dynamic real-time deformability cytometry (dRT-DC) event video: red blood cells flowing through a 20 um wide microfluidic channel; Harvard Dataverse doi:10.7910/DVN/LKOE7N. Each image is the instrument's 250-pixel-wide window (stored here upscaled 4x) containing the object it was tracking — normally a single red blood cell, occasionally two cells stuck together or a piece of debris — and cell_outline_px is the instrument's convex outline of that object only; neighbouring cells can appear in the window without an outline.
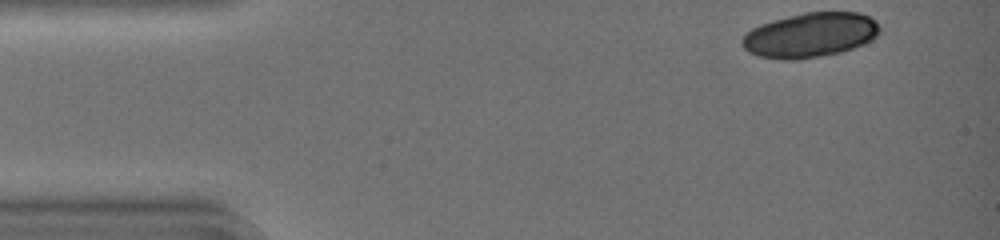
{"species": "common noctule bat (a hibernating species)", "species_latin": "Nyctalus noctula", "temperature_condition": "warm", "stored_images_in_passage": 33, "camera_frame_rate_fps": 3000, "um_per_image_px": 0.085, "animal": {"sex": "female", "body_mass_g": 19.0, "forearm_length_mm": 51.5}, "frame": {"image": 1, "passage_image": 1, "time_ms": 0.0, "image_size_px": [1000, 240], "cell_outline_px": [[880, 32], [872, 40], [864, 44], [840, 52], [800, 60], [780, 60], [756, 56], [748, 52], [744, 48], [740, 40], [752, 28], [760, 24], [772, 20], [804, 12], [860, 12], [876, 20], [880, 24]], "centroid_in_image_um": [68.87, 2.98], "position_along_channel_um": 16.1, "area_um2": 36.18}}